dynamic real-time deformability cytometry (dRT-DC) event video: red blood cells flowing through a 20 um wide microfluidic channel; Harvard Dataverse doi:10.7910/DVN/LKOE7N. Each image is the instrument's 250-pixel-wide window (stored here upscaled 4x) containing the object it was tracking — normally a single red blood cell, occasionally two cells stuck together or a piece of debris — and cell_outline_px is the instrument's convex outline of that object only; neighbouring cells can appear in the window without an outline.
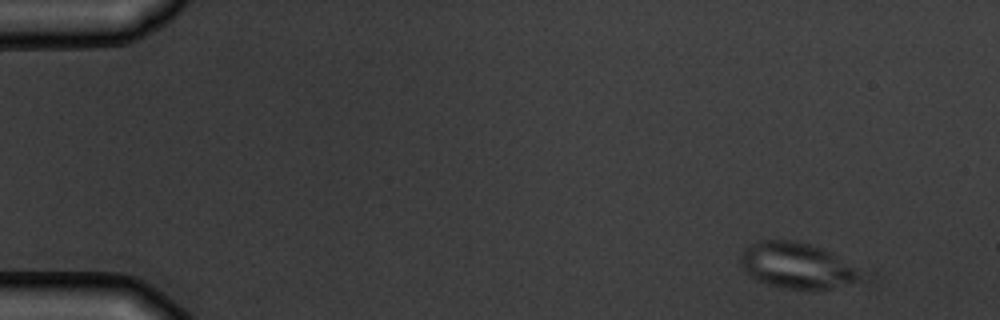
{"species": "common noctule bat (a hibernating species)", "species_latin": "Nyctalus noctula", "temperature_condition": "warm", "stored_images_in_passage": 8, "camera_frame_rate_fps": 3000, "um_per_image_px": 0.085, "animal": {"sex": "male", "body_mass_g": 19.5, "forearm_length_mm": 54.6}, "frame": {"image": 1, "passage_image": 1, "time_ms": 0.0, "image_size_px": [1000, 320], "cell_outline_px": [[876, 272], [872, 280], [828, 288], [788, 288], [768, 284], [756, 280], [748, 276], [744, 272], [740, 264], [740, 256], [744, 248], [752, 244], [764, 240], [792, 240], [808, 244], [820, 248]], "centroid_in_image_um": [67.98, 22.59], "position_along_channel_um": 17.0, "area_um2": 33.47}}